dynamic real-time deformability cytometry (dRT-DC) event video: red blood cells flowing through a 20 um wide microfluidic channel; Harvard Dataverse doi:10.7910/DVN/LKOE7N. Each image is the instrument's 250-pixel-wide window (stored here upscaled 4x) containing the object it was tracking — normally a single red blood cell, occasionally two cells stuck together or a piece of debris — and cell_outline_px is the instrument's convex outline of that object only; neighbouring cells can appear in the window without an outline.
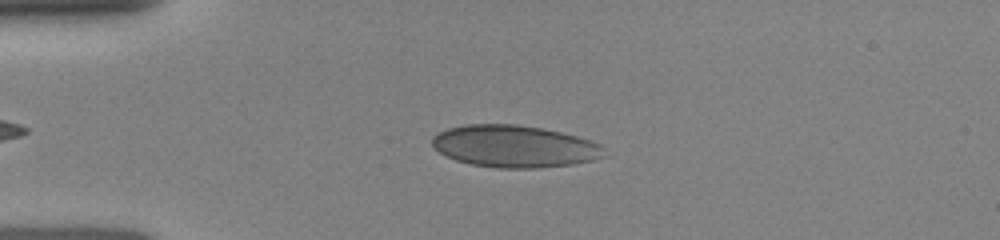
{"species": "human", "species_latin": "Homo sapiens", "temperature_condition": "room temperature", "stored_images_in_passage": 6, "camera_frame_rate_fps": 3000, "um_per_image_px": 0.085, "donor": {"sex": "female"}, "frame": {"image": 1, "passage_image": 5, "time_ms": 2.667, "image_size_px": [1000, 240], "cell_outline_px": [[608, 156], [596, 160], [572, 164], [540, 168], [496, 168], [472, 164], [456, 160], [440, 152], [432, 144], [432, 136], [448, 128], [468, 124], [516, 124], [544, 128], [576, 136], [600, 144], [604, 148]], "centroid_in_image_um": [43.78, 12.44], "position_along_channel_um": 41.2, "area_um2": 42.31}}